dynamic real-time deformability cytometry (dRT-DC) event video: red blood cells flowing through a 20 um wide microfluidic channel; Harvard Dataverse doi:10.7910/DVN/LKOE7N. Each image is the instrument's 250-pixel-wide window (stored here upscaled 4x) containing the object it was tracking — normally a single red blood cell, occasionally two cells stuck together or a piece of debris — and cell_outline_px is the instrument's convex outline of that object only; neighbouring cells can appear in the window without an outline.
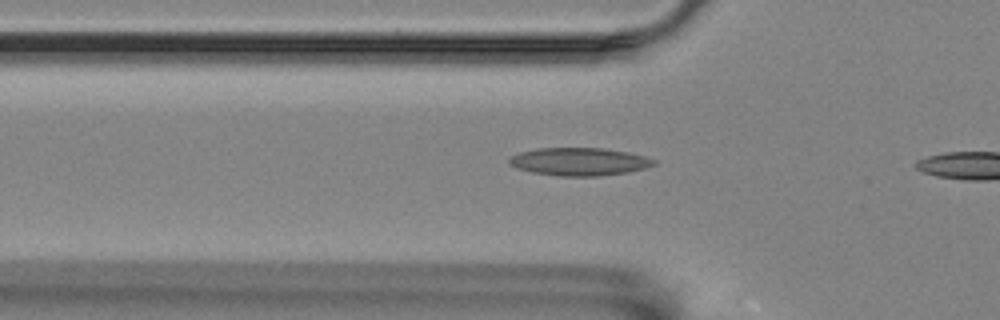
{"species": "Egyptian fruit bat (a non-hibernating species)", "species_latin": "Rousettus aegyptiacus", "temperature_condition": "room temperature", "stored_images_in_passage": 8, "camera_frame_rate_fps": 3000, "um_per_image_px": 0.085, "animal": {"sex": "female"}, "frame": {"image": 1, "passage_image": 6, "time_ms": 1.667, "image_size_px": [1000, 320], "cell_outline_px": [[656, 164], [644, 168], [628, 172], [600, 176], [560, 176], [532, 172], [516, 168], [508, 164], [508, 160], [512, 156], [520, 152], [536, 148], [604, 148], [628, 152], [644, 156], [656, 160]], "centroid_in_image_um": [49.22, 13.74], "position_along_channel_um": 76.6, "area_um2": 23.52}}